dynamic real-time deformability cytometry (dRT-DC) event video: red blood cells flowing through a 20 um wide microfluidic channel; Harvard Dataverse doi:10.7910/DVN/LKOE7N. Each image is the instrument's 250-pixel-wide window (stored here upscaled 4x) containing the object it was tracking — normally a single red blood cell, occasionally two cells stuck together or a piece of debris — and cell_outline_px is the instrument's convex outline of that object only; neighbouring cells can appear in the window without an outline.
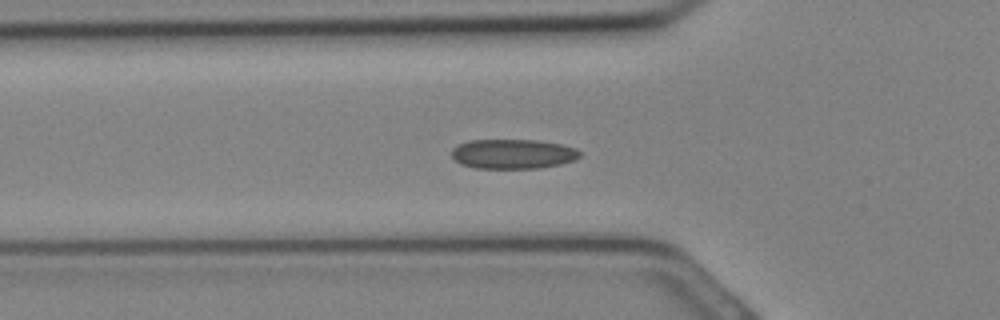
{"species": "Egyptian fruit bat (a non-hibernating species)", "species_latin": "Rousettus aegyptiacus", "temperature_condition": "cold", "stored_images_in_passage": 32, "camera_frame_rate_fps": 3000, "um_per_image_px": 0.085, "animal": {"sex": "female"}, "frame": {"image": 1, "passage_image": 10, "time_ms": 3.0, "image_size_px": [1000, 320], "cell_outline_px": [[580, 156], [576, 160], [560, 164], [540, 168], [476, 168], [460, 164], [452, 156], [452, 148], [468, 140], [536, 140], [560, 144], [576, 148], [580, 152]], "centroid_in_image_um": [43.61, 13.08], "position_along_channel_um": 82.2, "area_um2": 22.14}}
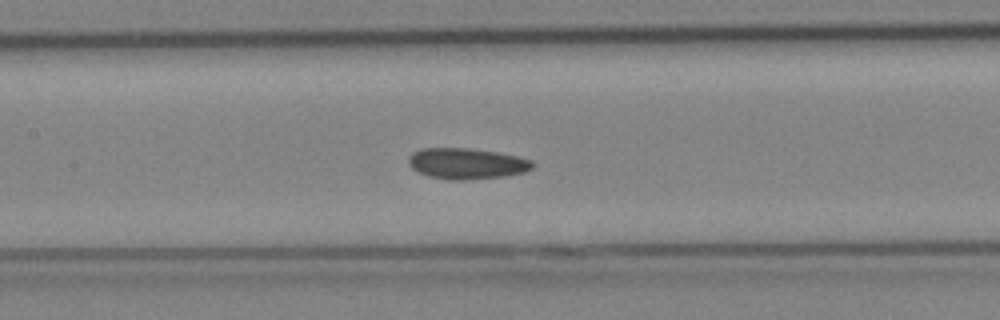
{"frame": {"image": 2, "passage_image": 14, "time_ms": 4.333, "image_size_px": [1000, 320], "cell_outline_px": [[536, 164], [532, 168], [524, 172], [504, 176], [464, 180], [448, 180], [428, 176], [412, 168], [408, 164], [408, 156], [412, 152], [420, 148], [468, 148], [496, 152], [516, 156], [532, 160]], "centroid_in_image_um": [39.64, 13.9], "position_along_channel_um": 167.8, "area_um2": 22.43}}
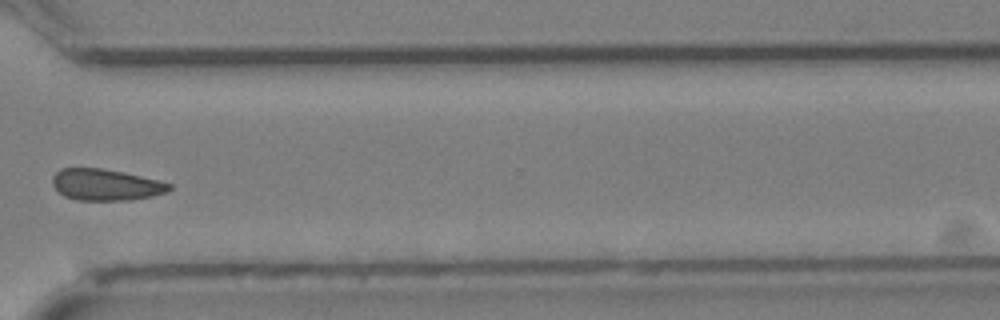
{"frame": {"image": 3, "passage_image": 23, "time_ms": 7.333, "image_size_px": [1000, 320], "cell_outline_px": [[172, 188], [168, 192], [152, 196], [132, 200], [76, 200], [64, 196], [52, 184], [52, 176], [60, 168], [104, 168], [124, 172], [160, 180], [172, 184]], "centroid_in_image_um": [9.02, 15.7], "position_along_channel_um": 361.6, "area_um2": 21.62}}